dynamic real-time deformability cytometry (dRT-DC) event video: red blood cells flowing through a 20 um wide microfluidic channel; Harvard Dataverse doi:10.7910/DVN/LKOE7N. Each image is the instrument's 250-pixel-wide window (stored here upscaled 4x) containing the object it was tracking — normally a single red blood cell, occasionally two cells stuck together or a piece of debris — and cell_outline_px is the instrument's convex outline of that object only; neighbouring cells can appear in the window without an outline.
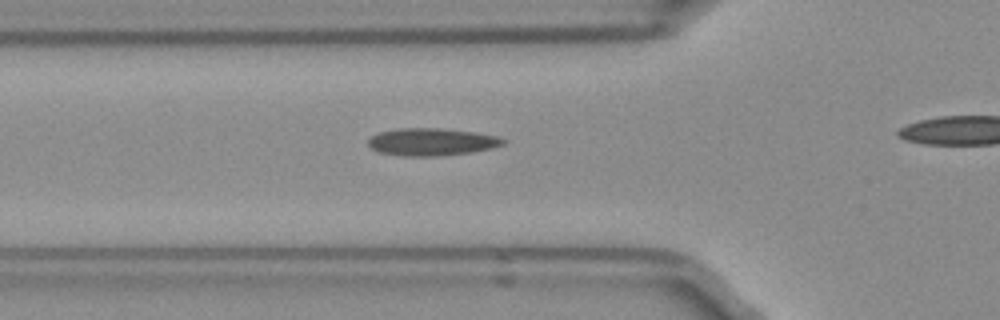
{"species": "Egyptian fruit bat (a non-hibernating species)", "species_latin": "Rousettus aegyptiacus", "temperature_condition": "room temperature", "stored_images_in_passage": 26, "camera_frame_rate_fps": 3000, "um_per_image_px": 0.085, "frame": {"image": 1, "passage_image": 12, "time_ms": 3.667, "image_size_px": [1000, 320], "cell_outline_px": [[508, 140], [504, 144], [492, 148], [472, 152], [440, 156], [404, 156], [376, 152], [368, 144], [368, 140], [372, 136], [380, 132], [400, 128], [440, 128], [476, 132], [496, 136]], "centroid_in_image_um": [36.71, 12.06], "position_along_channel_um": 89.1, "area_um2": 21.68}}